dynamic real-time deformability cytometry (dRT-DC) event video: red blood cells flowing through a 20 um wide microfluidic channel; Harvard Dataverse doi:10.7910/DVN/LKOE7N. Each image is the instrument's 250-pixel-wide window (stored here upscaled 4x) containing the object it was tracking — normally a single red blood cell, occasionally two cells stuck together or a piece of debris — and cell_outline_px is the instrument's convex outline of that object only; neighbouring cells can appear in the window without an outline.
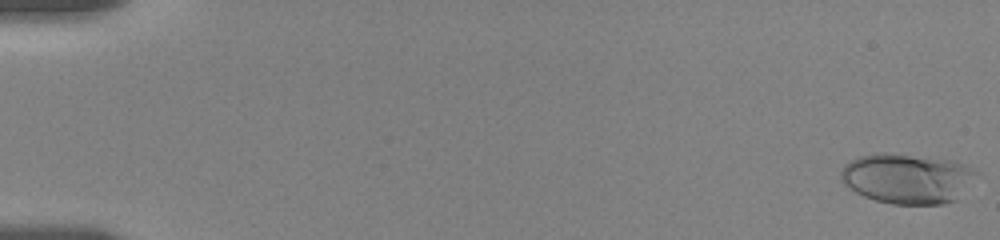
{"species": "human", "species_latin": "Homo sapiens", "temperature_condition": "room temperature", "stored_images_in_passage": 34, "camera_frame_rate_fps": 3000, "um_per_image_px": 0.085, "donor": {"sex": "female"}, "frame": {"image": 1, "passage_image": 1, "time_ms": 0.0, "image_size_px": [1000, 240], "cell_outline_px": [[980, 172], [956, 200], [944, 204], [892, 204], [876, 200], [864, 196], [856, 192], [844, 184], [840, 180], [840, 172], [844, 164], [860, 156], [876, 152], [892, 152], [956, 160]], "centroid_in_image_um": [77.12, 15.14], "position_along_channel_um": 7.9, "area_um2": 40.06}}
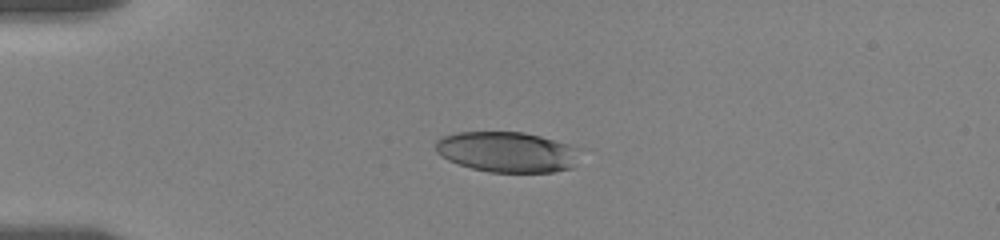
{"frame": {"image": 2, "passage_image": 26, "time_ms": 4.667, "image_size_px": [1000, 240], "cell_outline_px": [[580, 148], [572, 168], [552, 172], [488, 172], [472, 168], [448, 160], [436, 152], [436, 140], [444, 136], [456, 132], [524, 132], [540, 136], [568, 144]], "centroid_in_image_um": [43.09, 12.91], "position_along_channel_um": 41.9, "area_um2": 33.93}}